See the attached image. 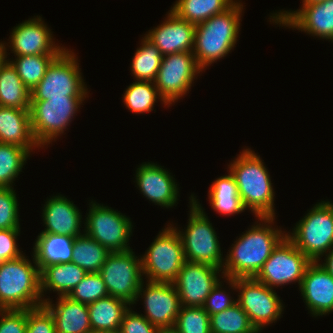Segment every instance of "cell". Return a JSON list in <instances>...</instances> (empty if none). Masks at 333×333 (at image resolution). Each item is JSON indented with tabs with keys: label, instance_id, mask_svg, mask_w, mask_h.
I'll list each match as a JSON object with an SVG mask.
<instances>
[{
	"label": "cell",
	"instance_id": "cell-1",
	"mask_svg": "<svg viewBox=\"0 0 333 333\" xmlns=\"http://www.w3.org/2000/svg\"><path fill=\"white\" fill-rule=\"evenodd\" d=\"M257 220L259 223L257 221L256 225L248 228L230 247L221 272L224 277H255L274 248L286 236V231L273 228L275 217H257Z\"/></svg>",
	"mask_w": 333,
	"mask_h": 333
},
{
	"label": "cell",
	"instance_id": "cell-2",
	"mask_svg": "<svg viewBox=\"0 0 333 333\" xmlns=\"http://www.w3.org/2000/svg\"><path fill=\"white\" fill-rule=\"evenodd\" d=\"M228 168L236 180L244 208L250 209L255 217H275V193L260 155L245 148Z\"/></svg>",
	"mask_w": 333,
	"mask_h": 333
},
{
	"label": "cell",
	"instance_id": "cell-3",
	"mask_svg": "<svg viewBox=\"0 0 333 333\" xmlns=\"http://www.w3.org/2000/svg\"><path fill=\"white\" fill-rule=\"evenodd\" d=\"M242 10L243 4L236 1L225 12L196 25L193 55L203 71L207 66L226 57L235 47Z\"/></svg>",
	"mask_w": 333,
	"mask_h": 333
},
{
	"label": "cell",
	"instance_id": "cell-4",
	"mask_svg": "<svg viewBox=\"0 0 333 333\" xmlns=\"http://www.w3.org/2000/svg\"><path fill=\"white\" fill-rule=\"evenodd\" d=\"M24 254L0 264V309H31L42 306L40 268Z\"/></svg>",
	"mask_w": 333,
	"mask_h": 333
},
{
	"label": "cell",
	"instance_id": "cell-5",
	"mask_svg": "<svg viewBox=\"0 0 333 333\" xmlns=\"http://www.w3.org/2000/svg\"><path fill=\"white\" fill-rule=\"evenodd\" d=\"M189 198L190 213L187 227L182 231L174 227L181 238L185 260L222 269L224 257L215 228L194 194Z\"/></svg>",
	"mask_w": 333,
	"mask_h": 333
},
{
	"label": "cell",
	"instance_id": "cell-6",
	"mask_svg": "<svg viewBox=\"0 0 333 333\" xmlns=\"http://www.w3.org/2000/svg\"><path fill=\"white\" fill-rule=\"evenodd\" d=\"M286 236L312 262H321V257L333 248V203L322 201L296 223Z\"/></svg>",
	"mask_w": 333,
	"mask_h": 333
},
{
	"label": "cell",
	"instance_id": "cell-7",
	"mask_svg": "<svg viewBox=\"0 0 333 333\" xmlns=\"http://www.w3.org/2000/svg\"><path fill=\"white\" fill-rule=\"evenodd\" d=\"M167 226L159 232L141 257L142 272L147 281L173 283L186 261L177 230L173 224Z\"/></svg>",
	"mask_w": 333,
	"mask_h": 333
},
{
	"label": "cell",
	"instance_id": "cell-8",
	"mask_svg": "<svg viewBox=\"0 0 333 333\" xmlns=\"http://www.w3.org/2000/svg\"><path fill=\"white\" fill-rule=\"evenodd\" d=\"M78 58L68 48L49 65L46 74L31 91V101H45L58 97H86L88 94Z\"/></svg>",
	"mask_w": 333,
	"mask_h": 333
},
{
	"label": "cell",
	"instance_id": "cell-9",
	"mask_svg": "<svg viewBox=\"0 0 333 333\" xmlns=\"http://www.w3.org/2000/svg\"><path fill=\"white\" fill-rule=\"evenodd\" d=\"M87 97H58L30 102L31 130L40 147L48 146L66 131Z\"/></svg>",
	"mask_w": 333,
	"mask_h": 333
},
{
	"label": "cell",
	"instance_id": "cell-10",
	"mask_svg": "<svg viewBox=\"0 0 333 333\" xmlns=\"http://www.w3.org/2000/svg\"><path fill=\"white\" fill-rule=\"evenodd\" d=\"M224 279L228 281L226 283L230 288L240 292L236 302L246 312L258 332L281 318L285 307L273 288L254 277Z\"/></svg>",
	"mask_w": 333,
	"mask_h": 333
},
{
	"label": "cell",
	"instance_id": "cell-11",
	"mask_svg": "<svg viewBox=\"0 0 333 333\" xmlns=\"http://www.w3.org/2000/svg\"><path fill=\"white\" fill-rule=\"evenodd\" d=\"M85 218L83 232L104 246L109 252L130 250L129 240L132 234L130 217L111 207L91 201Z\"/></svg>",
	"mask_w": 333,
	"mask_h": 333
},
{
	"label": "cell",
	"instance_id": "cell-12",
	"mask_svg": "<svg viewBox=\"0 0 333 333\" xmlns=\"http://www.w3.org/2000/svg\"><path fill=\"white\" fill-rule=\"evenodd\" d=\"M99 274L110 296L136 304L138 290L144 281L141 256L138 258L132 249L110 252Z\"/></svg>",
	"mask_w": 333,
	"mask_h": 333
},
{
	"label": "cell",
	"instance_id": "cell-13",
	"mask_svg": "<svg viewBox=\"0 0 333 333\" xmlns=\"http://www.w3.org/2000/svg\"><path fill=\"white\" fill-rule=\"evenodd\" d=\"M312 261L285 236L254 277L270 288L292 282L300 286L305 269ZM274 286V287H273Z\"/></svg>",
	"mask_w": 333,
	"mask_h": 333
},
{
	"label": "cell",
	"instance_id": "cell-14",
	"mask_svg": "<svg viewBox=\"0 0 333 333\" xmlns=\"http://www.w3.org/2000/svg\"><path fill=\"white\" fill-rule=\"evenodd\" d=\"M202 71L193 52L166 55L162 57L154 84L164 100L172 105L189 92Z\"/></svg>",
	"mask_w": 333,
	"mask_h": 333
},
{
	"label": "cell",
	"instance_id": "cell-15",
	"mask_svg": "<svg viewBox=\"0 0 333 333\" xmlns=\"http://www.w3.org/2000/svg\"><path fill=\"white\" fill-rule=\"evenodd\" d=\"M333 42V0L303 3L297 10L270 15V22Z\"/></svg>",
	"mask_w": 333,
	"mask_h": 333
},
{
	"label": "cell",
	"instance_id": "cell-16",
	"mask_svg": "<svg viewBox=\"0 0 333 333\" xmlns=\"http://www.w3.org/2000/svg\"><path fill=\"white\" fill-rule=\"evenodd\" d=\"M222 269L208 264L185 261L173 282L181 306L203 307L213 287L219 282Z\"/></svg>",
	"mask_w": 333,
	"mask_h": 333
},
{
	"label": "cell",
	"instance_id": "cell-17",
	"mask_svg": "<svg viewBox=\"0 0 333 333\" xmlns=\"http://www.w3.org/2000/svg\"><path fill=\"white\" fill-rule=\"evenodd\" d=\"M144 286L143 281L136 298V302L144 298L146 315L143 316L158 328L174 327L181 307L175 285L170 282L146 281Z\"/></svg>",
	"mask_w": 333,
	"mask_h": 333
},
{
	"label": "cell",
	"instance_id": "cell-18",
	"mask_svg": "<svg viewBox=\"0 0 333 333\" xmlns=\"http://www.w3.org/2000/svg\"><path fill=\"white\" fill-rule=\"evenodd\" d=\"M14 56L60 54L65 47L55 44L52 31L41 16L30 18L13 28L9 37Z\"/></svg>",
	"mask_w": 333,
	"mask_h": 333
},
{
	"label": "cell",
	"instance_id": "cell-19",
	"mask_svg": "<svg viewBox=\"0 0 333 333\" xmlns=\"http://www.w3.org/2000/svg\"><path fill=\"white\" fill-rule=\"evenodd\" d=\"M161 165L152 162L142 163L136 170L138 190L155 205L171 208L178 201L179 187L175 178Z\"/></svg>",
	"mask_w": 333,
	"mask_h": 333
},
{
	"label": "cell",
	"instance_id": "cell-20",
	"mask_svg": "<svg viewBox=\"0 0 333 333\" xmlns=\"http://www.w3.org/2000/svg\"><path fill=\"white\" fill-rule=\"evenodd\" d=\"M169 11L165 21L149 30L145 37L158 48L162 56L193 52L196 25L179 18L173 11Z\"/></svg>",
	"mask_w": 333,
	"mask_h": 333
},
{
	"label": "cell",
	"instance_id": "cell-21",
	"mask_svg": "<svg viewBox=\"0 0 333 333\" xmlns=\"http://www.w3.org/2000/svg\"><path fill=\"white\" fill-rule=\"evenodd\" d=\"M299 291L311 315L333 312V277L318 262H311L305 269Z\"/></svg>",
	"mask_w": 333,
	"mask_h": 333
},
{
	"label": "cell",
	"instance_id": "cell-22",
	"mask_svg": "<svg viewBox=\"0 0 333 333\" xmlns=\"http://www.w3.org/2000/svg\"><path fill=\"white\" fill-rule=\"evenodd\" d=\"M45 229L41 233L60 234L75 238L82 233V215L74 202L58 194L50 197L42 209Z\"/></svg>",
	"mask_w": 333,
	"mask_h": 333
},
{
	"label": "cell",
	"instance_id": "cell-23",
	"mask_svg": "<svg viewBox=\"0 0 333 333\" xmlns=\"http://www.w3.org/2000/svg\"><path fill=\"white\" fill-rule=\"evenodd\" d=\"M56 304L49 298L43 305L53 315L56 333H86L91 329L87 304L60 296Z\"/></svg>",
	"mask_w": 333,
	"mask_h": 333
},
{
	"label": "cell",
	"instance_id": "cell-24",
	"mask_svg": "<svg viewBox=\"0 0 333 333\" xmlns=\"http://www.w3.org/2000/svg\"><path fill=\"white\" fill-rule=\"evenodd\" d=\"M0 143L15 144L30 153L40 147L32 134L30 110L0 106Z\"/></svg>",
	"mask_w": 333,
	"mask_h": 333
},
{
	"label": "cell",
	"instance_id": "cell-25",
	"mask_svg": "<svg viewBox=\"0 0 333 333\" xmlns=\"http://www.w3.org/2000/svg\"><path fill=\"white\" fill-rule=\"evenodd\" d=\"M88 273L77 264L71 262L46 265L40 270L41 294L44 301V291L58 292L57 295L68 296L77 284Z\"/></svg>",
	"mask_w": 333,
	"mask_h": 333
},
{
	"label": "cell",
	"instance_id": "cell-26",
	"mask_svg": "<svg viewBox=\"0 0 333 333\" xmlns=\"http://www.w3.org/2000/svg\"><path fill=\"white\" fill-rule=\"evenodd\" d=\"M130 306L127 301L110 295L88 304L91 329L118 333L123 316Z\"/></svg>",
	"mask_w": 333,
	"mask_h": 333
},
{
	"label": "cell",
	"instance_id": "cell-27",
	"mask_svg": "<svg viewBox=\"0 0 333 333\" xmlns=\"http://www.w3.org/2000/svg\"><path fill=\"white\" fill-rule=\"evenodd\" d=\"M74 238L50 233H40L34 243L33 254L40 270L55 263L71 262Z\"/></svg>",
	"mask_w": 333,
	"mask_h": 333
},
{
	"label": "cell",
	"instance_id": "cell-28",
	"mask_svg": "<svg viewBox=\"0 0 333 333\" xmlns=\"http://www.w3.org/2000/svg\"><path fill=\"white\" fill-rule=\"evenodd\" d=\"M31 92L9 59L0 65V106L30 110Z\"/></svg>",
	"mask_w": 333,
	"mask_h": 333
},
{
	"label": "cell",
	"instance_id": "cell-29",
	"mask_svg": "<svg viewBox=\"0 0 333 333\" xmlns=\"http://www.w3.org/2000/svg\"><path fill=\"white\" fill-rule=\"evenodd\" d=\"M208 199L214 211L223 215H234L245 211L238 193L236 180L231 172L212 182Z\"/></svg>",
	"mask_w": 333,
	"mask_h": 333
},
{
	"label": "cell",
	"instance_id": "cell-30",
	"mask_svg": "<svg viewBox=\"0 0 333 333\" xmlns=\"http://www.w3.org/2000/svg\"><path fill=\"white\" fill-rule=\"evenodd\" d=\"M235 2V0H177L170 9L179 18L197 25L225 12Z\"/></svg>",
	"mask_w": 333,
	"mask_h": 333
},
{
	"label": "cell",
	"instance_id": "cell-31",
	"mask_svg": "<svg viewBox=\"0 0 333 333\" xmlns=\"http://www.w3.org/2000/svg\"><path fill=\"white\" fill-rule=\"evenodd\" d=\"M110 252L85 233L74 238L71 261L87 273H99Z\"/></svg>",
	"mask_w": 333,
	"mask_h": 333
},
{
	"label": "cell",
	"instance_id": "cell-32",
	"mask_svg": "<svg viewBox=\"0 0 333 333\" xmlns=\"http://www.w3.org/2000/svg\"><path fill=\"white\" fill-rule=\"evenodd\" d=\"M123 96L124 105L133 113H145L153 111L157 99L162 104L170 106L164 98L159 94L154 82L135 80L130 84Z\"/></svg>",
	"mask_w": 333,
	"mask_h": 333
},
{
	"label": "cell",
	"instance_id": "cell-33",
	"mask_svg": "<svg viewBox=\"0 0 333 333\" xmlns=\"http://www.w3.org/2000/svg\"><path fill=\"white\" fill-rule=\"evenodd\" d=\"M137 48L131 63V72L135 80L154 82L159 71L162 54L145 36Z\"/></svg>",
	"mask_w": 333,
	"mask_h": 333
},
{
	"label": "cell",
	"instance_id": "cell-34",
	"mask_svg": "<svg viewBox=\"0 0 333 333\" xmlns=\"http://www.w3.org/2000/svg\"><path fill=\"white\" fill-rule=\"evenodd\" d=\"M210 329L211 333H259L237 302L221 312L210 315Z\"/></svg>",
	"mask_w": 333,
	"mask_h": 333
},
{
	"label": "cell",
	"instance_id": "cell-35",
	"mask_svg": "<svg viewBox=\"0 0 333 333\" xmlns=\"http://www.w3.org/2000/svg\"><path fill=\"white\" fill-rule=\"evenodd\" d=\"M59 54H43L31 56H15V60H10L15 67L18 76L24 85L31 92L43 79L51 62Z\"/></svg>",
	"mask_w": 333,
	"mask_h": 333
},
{
	"label": "cell",
	"instance_id": "cell-36",
	"mask_svg": "<svg viewBox=\"0 0 333 333\" xmlns=\"http://www.w3.org/2000/svg\"><path fill=\"white\" fill-rule=\"evenodd\" d=\"M30 152L15 144L0 143V187L12 188Z\"/></svg>",
	"mask_w": 333,
	"mask_h": 333
},
{
	"label": "cell",
	"instance_id": "cell-37",
	"mask_svg": "<svg viewBox=\"0 0 333 333\" xmlns=\"http://www.w3.org/2000/svg\"><path fill=\"white\" fill-rule=\"evenodd\" d=\"M174 328L178 333H211L210 316L203 307L181 306Z\"/></svg>",
	"mask_w": 333,
	"mask_h": 333
},
{
	"label": "cell",
	"instance_id": "cell-38",
	"mask_svg": "<svg viewBox=\"0 0 333 333\" xmlns=\"http://www.w3.org/2000/svg\"><path fill=\"white\" fill-rule=\"evenodd\" d=\"M108 295L102 276L99 273H88L67 297L88 305Z\"/></svg>",
	"mask_w": 333,
	"mask_h": 333
},
{
	"label": "cell",
	"instance_id": "cell-39",
	"mask_svg": "<svg viewBox=\"0 0 333 333\" xmlns=\"http://www.w3.org/2000/svg\"><path fill=\"white\" fill-rule=\"evenodd\" d=\"M14 188L0 187V230L20 229L19 204Z\"/></svg>",
	"mask_w": 333,
	"mask_h": 333
},
{
	"label": "cell",
	"instance_id": "cell-40",
	"mask_svg": "<svg viewBox=\"0 0 333 333\" xmlns=\"http://www.w3.org/2000/svg\"><path fill=\"white\" fill-rule=\"evenodd\" d=\"M26 333H56L53 315L44 305L27 309Z\"/></svg>",
	"mask_w": 333,
	"mask_h": 333
},
{
	"label": "cell",
	"instance_id": "cell-41",
	"mask_svg": "<svg viewBox=\"0 0 333 333\" xmlns=\"http://www.w3.org/2000/svg\"><path fill=\"white\" fill-rule=\"evenodd\" d=\"M0 333H26L27 309H0Z\"/></svg>",
	"mask_w": 333,
	"mask_h": 333
},
{
	"label": "cell",
	"instance_id": "cell-42",
	"mask_svg": "<svg viewBox=\"0 0 333 333\" xmlns=\"http://www.w3.org/2000/svg\"><path fill=\"white\" fill-rule=\"evenodd\" d=\"M130 308L123 316L118 333H156L158 327L151 324L143 314H138Z\"/></svg>",
	"mask_w": 333,
	"mask_h": 333
},
{
	"label": "cell",
	"instance_id": "cell-43",
	"mask_svg": "<svg viewBox=\"0 0 333 333\" xmlns=\"http://www.w3.org/2000/svg\"><path fill=\"white\" fill-rule=\"evenodd\" d=\"M221 282L222 281L219 280L213 287L203 305L204 310L209 316L221 312L236 303V300L232 299V296L228 294L229 292L222 290L223 285Z\"/></svg>",
	"mask_w": 333,
	"mask_h": 333
},
{
	"label": "cell",
	"instance_id": "cell-44",
	"mask_svg": "<svg viewBox=\"0 0 333 333\" xmlns=\"http://www.w3.org/2000/svg\"><path fill=\"white\" fill-rule=\"evenodd\" d=\"M19 235L20 229L0 230V264L23 255L16 243Z\"/></svg>",
	"mask_w": 333,
	"mask_h": 333
},
{
	"label": "cell",
	"instance_id": "cell-45",
	"mask_svg": "<svg viewBox=\"0 0 333 333\" xmlns=\"http://www.w3.org/2000/svg\"><path fill=\"white\" fill-rule=\"evenodd\" d=\"M325 254V262L319 264L333 277V248Z\"/></svg>",
	"mask_w": 333,
	"mask_h": 333
},
{
	"label": "cell",
	"instance_id": "cell-46",
	"mask_svg": "<svg viewBox=\"0 0 333 333\" xmlns=\"http://www.w3.org/2000/svg\"><path fill=\"white\" fill-rule=\"evenodd\" d=\"M5 44H7V45H5ZM7 46H9L8 43L0 42V65L6 60V58L8 56L7 55L8 52H6Z\"/></svg>",
	"mask_w": 333,
	"mask_h": 333
},
{
	"label": "cell",
	"instance_id": "cell-47",
	"mask_svg": "<svg viewBox=\"0 0 333 333\" xmlns=\"http://www.w3.org/2000/svg\"><path fill=\"white\" fill-rule=\"evenodd\" d=\"M156 333H178L174 327L158 328Z\"/></svg>",
	"mask_w": 333,
	"mask_h": 333
},
{
	"label": "cell",
	"instance_id": "cell-48",
	"mask_svg": "<svg viewBox=\"0 0 333 333\" xmlns=\"http://www.w3.org/2000/svg\"><path fill=\"white\" fill-rule=\"evenodd\" d=\"M86 333H113V332H110V331H103V330L90 329V330L87 331Z\"/></svg>",
	"mask_w": 333,
	"mask_h": 333
},
{
	"label": "cell",
	"instance_id": "cell-49",
	"mask_svg": "<svg viewBox=\"0 0 333 333\" xmlns=\"http://www.w3.org/2000/svg\"><path fill=\"white\" fill-rule=\"evenodd\" d=\"M324 0H302V3H313V2H320Z\"/></svg>",
	"mask_w": 333,
	"mask_h": 333
}]
</instances>
